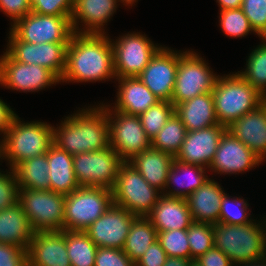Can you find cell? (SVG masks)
Instances as JSON below:
<instances>
[{
  "instance_id": "6da1fadb",
  "label": "cell",
  "mask_w": 266,
  "mask_h": 266,
  "mask_svg": "<svg viewBox=\"0 0 266 266\" xmlns=\"http://www.w3.org/2000/svg\"><path fill=\"white\" fill-rule=\"evenodd\" d=\"M109 34L74 33L66 49L60 82H97L116 79Z\"/></svg>"
},
{
  "instance_id": "7a4b0ae2",
  "label": "cell",
  "mask_w": 266,
  "mask_h": 266,
  "mask_svg": "<svg viewBox=\"0 0 266 266\" xmlns=\"http://www.w3.org/2000/svg\"><path fill=\"white\" fill-rule=\"evenodd\" d=\"M81 109L53 126V144L72 156L110 146L106 110L100 104Z\"/></svg>"
},
{
  "instance_id": "3957f363",
  "label": "cell",
  "mask_w": 266,
  "mask_h": 266,
  "mask_svg": "<svg viewBox=\"0 0 266 266\" xmlns=\"http://www.w3.org/2000/svg\"><path fill=\"white\" fill-rule=\"evenodd\" d=\"M0 140V161L5 159L10 169H14L27 159L47 153L53 144V125L41 121H21L16 115Z\"/></svg>"
},
{
  "instance_id": "277c9868",
  "label": "cell",
  "mask_w": 266,
  "mask_h": 266,
  "mask_svg": "<svg viewBox=\"0 0 266 266\" xmlns=\"http://www.w3.org/2000/svg\"><path fill=\"white\" fill-rule=\"evenodd\" d=\"M263 218L244 225L212 224L214 247L229 257L234 265L265 256L266 221Z\"/></svg>"
},
{
  "instance_id": "5b68a950",
  "label": "cell",
  "mask_w": 266,
  "mask_h": 266,
  "mask_svg": "<svg viewBox=\"0 0 266 266\" xmlns=\"http://www.w3.org/2000/svg\"><path fill=\"white\" fill-rule=\"evenodd\" d=\"M212 95L216 118L219 124L226 127L246 113L256 110L266 99L238 72L219 75Z\"/></svg>"
},
{
  "instance_id": "8992f818",
  "label": "cell",
  "mask_w": 266,
  "mask_h": 266,
  "mask_svg": "<svg viewBox=\"0 0 266 266\" xmlns=\"http://www.w3.org/2000/svg\"><path fill=\"white\" fill-rule=\"evenodd\" d=\"M113 204L137 217H146L162 193L152 187L129 162L120 165L116 183L112 188Z\"/></svg>"
},
{
  "instance_id": "52a82bcc",
  "label": "cell",
  "mask_w": 266,
  "mask_h": 266,
  "mask_svg": "<svg viewBox=\"0 0 266 266\" xmlns=\"http://www.w3.org/2000/svg\"><path fill=\"white\" fill-rule=\"evenodd\" d=\"M112 204V190L80 186L65 195L64 230L85 231Z\"/></svg>"
},
{
  "instance_id": "ba28073f",
  "label": "cell",
  "mask_w": 266,
  "mask_h": 266,
  "mask_svg": "<svg viewBox=\"0 0 266 266\" xmlns=\"http://www.w3.org/2000/svg\"><path fill=\"white\" fill-rule=\"evenodd\" d=\"M192 50L180 51L171 103L175 106L196 96L210 93L219 75Z\"/></svg>"
},
{
  "instance_id": "9c48e42d",
  "label": "cell",
  "mask_w": 266,
  "mask_h": 266,
  "mask_svg": "<svg viewBox=\"0 0 266 266\" xmlns=\"http://www.w3.org/2000/svg\"><path fill=\"white\" fill-rule=\"evenodd\" d=\"M18 203L34 232L64 230V194L19 188Z\"/></svg>"
},
{
  "instance_id": "30bf717a",
  "label": "cell",
  "mask_w": 266,
  "mask_h": 266,
  "mask_svg": "<svg viewBox=\"0 0 266 266\" xmlns=\"http://www.w3.org/2000/svg\"><path fill=\"white\" fill-rule=\"evenodd\" d=\"M100 104L108 116L110 147L117 152L123 162H129L151 147V140L147 137L137 115L114 111L107 103Z\"/></svg>"
},
{
  "instance_id": "8fae6325",
  "label": "cell",
  "mask_w": 266,
  "mask_h": 266,
  "mask_svg": "<svg viewBox=\"0 0 266 266\" xmlns=\"http://www.w3.org/2000/svg\"><path fill=\"white\" fill-rule=\"evenodd\" d=\"M122 163L120 156L110 146L73 155L74 174L78 184L83 187L112 190Z\"/></svg>"
},
{
  "instance_id": "7c38bea8",
  "label": "cell",
  "mask_w": 266,
  "mask_h": 266,
  "mask_svg": "<svg viewBox=\"0 0 266 266\" xmlns=\"http://www.w3.org/2000/svg\"><path fill=\"white\" fill-rule=\"evenodd\" d=\"M116 78L138 77L162 45L140 32H129L112 40Z\"/></svg>"
},
{
  "instance_id": "4fadbf2b",
  "label": "cell",
  "mask_w": 266,
  "mask_h": 266,
  "mask_svg": "<svg viewBox=\"0 0 266 266\" xmlns=\"http://www.w3.org/2000/svg\"><path fill=\"white\" fill-rule=\"evenodd\" d=\"M71 17L31 12L9 29L26 43H69L74 34Z\"/></svg>"
},
{
  "instance_id": "5bb4252c",
  "label": "cell",
  "mask_w": 266,
  "mask_h": 266,
  "mask_svg": "<svg viewBox=\"0 0 266 266\" xmlns=\"http://www.w3.org/2000/svg\"><path fill=\"white\" fill-rule=\"evenodd\" d=\"M60 83L48 68L15 61L6 51L0 56V86L21 92H38Z\"/></svg>"
},
{
  "instance_id": "9a60e30c",
  "label": "cell",
  "mask_w": 266,
  "mask_h": 266,
  "mask_svg": "<svg viewBox=\"0 0 266 266\" xmlns=\"http://www.w3.org/2000/svg\"><path fill=\"white\" fill-rule=\"evenodd\" d=\"M7 44L5 50L15 61L43 66L62 78L68 43H26L10 30Z\"/></svg>"
},
{
  "instance_id": "2e32d148",
  "label": "cell",
  "mask_w": 266,
  "mask_h": 266,
  "mask_svg": "<svg viewBox=\"0 0 266 266\" xmlns=\"http://www.w3.org/2000/svg\"><path fill=\"white\" fill-rule=\"evenodd\" d=\"M178 62L179 51L163 45L138 76L160 101L171 102Z\"/></svg>"
},
{
  "instance_id": "e0dca14e",
  "label": "cell",
  "mask_w": 266,
  "mask_h": 266,
  "mask_svg": "<svg viewBox=\"0 0 266 266\" xmlns=\"http://www.w3.org/2000/svg\"><path fill=\"white\" fill-rule=\"evenodd\" d=\"M136 217L126 209L112 204L85 232L97 247L123 249Z\"/></svg>"
},
{
  "instance_id": "ac0fdd59",
  "label": "cell",
  "mask_w": 266,
  "mask_h": 266,
  "mask_svg": "<svg viewBox=\"0 0 266 266\" xmlns=\"http://www.w3.org/2000/svg\"><path fill=\"white\" fill-rule=\"evenodd\" d=\"M263 162L253 151L236 137L225 131L222 135L208 171L216 174L245 173Z\"/></svg>"
},
{
  "instance_id": "d6986e66",
  "label": "cell",
  "mask_w": 266,
  "mask_h": 266,
  "mask_svg": "<svg viewBox=\"0 0 266 266\" xmlns=\"http://www.w3.org/2000/svg\"><path fill=\"white\" fill-rule=\"evenodd\" d=\"M225 131L226 126L222 124L197 131H187L185 140L175 159L208 169Z\"/></svg>"
},
{
  "instance_id": "ffe728a7",
  "label": "cell",
  "mask_w": 266,
  "mask_h": 266,
  "mask_svg": "<svg viewBox=\"0 0 266 266\" xmlns=\"http://www.w3.org/2000/svg\"><path fill=\"white\" fill-rule=\"evenodd\" d=\"M28 266H71L62 231L34 232L27 250Z\"/></svg>"
},
{
  "instance_id": "44dd1931",
  "label": "cell",
  "mask_w": 266,
  "mask_h": 266,
  "mask_svg": "<svg viewBox=\"0 0 266 266\" xmlns=\"http://www.w3.org/2000/svg\"><path fill=\"white\" fill-rule=\"evenodd\" d=\"M118 3V0H74L71 17L74 33L107 34L103 26L116 12Z\"/></svg>"
},
{
  "instance_id": "7402d4cb",
  "label": "cell",
  "mask_w": 266,
  "mask_h": 266,
  "mask_svg": "<svg viewBox=\"0 0 266 266\" xmlns=\"http://www.w3.org/2000/svg\"><path fill=\"white\" fill-rule=\"evenodd\" d=\"M226 131L266 161V99L256 110L231 122Z\"/></svg>"
},
{
  "instance_id": "603a6c76",
  "label": "cell",
  "mask_w": 266,
  "mask_h": 266,
  "mask_svg": "<svg viewBox=\"0 0 266 266\" xmlns=\"http://www.w3.org/2000/svg\"><path fill=\"white\" fill-rule=\"evenodd\" d=\"M118 91L114 105L110 108L114 111L137 115L144 113L152 105L160 100L146 87L139 77L116 78Z\"/></svg>"
},
{
  "instance_id": "cb8c5ba5",
  "label": "cell",
  "mask_w": 266,
  "mask_h": 266,
  "mask_svg": "<svg viewBox=\"0 0 266 266\" xmlns=\"http://www.w3.org/2000/svg\"><path fill=\"white\" fill-rule=\"evenodd\" d=\"M157 232L188 229L193 222L185 198L161 195L146 216Z\"/></svg>"
},
{
  "instance_id": "d4e9b609",
  "label": "cell",
  "mask_w": 266,
  "mask_h": 266,
  "mask_svg": "<svg viewBox=\"0 0 266 266\" xmlns=\"http://www.w3.org/2000/svg\"><path fill=\"white\" fill-rule=\"evenodd\" d=\"M220 185L214 179L209 178L186 198L193 221L219 223L221 201L226 194Z\"/></svg>"
},
{
  "instance_id": "484cf974",
  "label": "cell",
  "mask_w": 266,
  "mask_h": 266,
  "mask_svg": "<svg viewBox=\"0 0 266 266\" xmlns=\"http://www.w3.org/2000/svg\"><path fill=\"white\" fill-rule=\"evenodd\" d=\"M206 172L208 173L207 168L174 159L168 172L163 195L186 199L209 179L205 175Z\"/></svg>"
},
{
  "instance_id": "4316f807",
  "label": "cell",
  "mask_w": 266,
  "mask_h": 266,
  "mask_svg": "<svg viewBox=\"0 0 266 266\" xmlns=\"http://www.w3.org/2000/svg\"><path fill=\"white\" fill-rule=\"evenodd\" d=\"M187 131H197L219 124L215 115L212 92L196 96L174 106Z\"/></svg>"
},
{
  "instance_id": "83f0119b",
  "label": "cell",
  "mask_w": 266,
  "mask_h": 266,
  "mask_svg": "<svg viewBox=\"0 0 266 266\" xmlns=\"http://www.w3.org/2000/svg\"><path fill=\"white\" fill-rule=\"evenodd\" d=\"M174 159L171 154L150 147L136 155L129 163L152 187L163 194Z\"/></svg>"
},
{
  "instance_id": "f1b7e54d",
  "label": "cell",
  "mask_w": 266,
  "mask_h": 266,
  "mask_svg": "<svg viewBox=\"0 0 266 266\" xmlns=\"http://www.w3.org/2000/svg\"><path fill=\"white\" fill-rule=\"evenodd\" d=\"M49 165V190L64 195L77 190L78 184L73 167V156L52 144L47 151Z\"/></svg>"
},
{
  "instance_id": "f546056e",
  "label": "cell",
  "mask_w": 266,
  "mask_h": 266,
  "mask_svg": "<svg viewBox=\"0 0 266 266\" xmlns=\"http://www.w3.org/2000/svg\"><path fill=\"white\" fill-rule=\"evenodd\" d=\"M34 231L21 205L0 210V243L28 250Z\"/></svg>"
},
{
  "instance_id": "4dcf8cb0",
  "label": "cell",
  "mask_w": 266,
  "mask_h": 266,
  "mask_svg": "<svg viewBox=\"0 0 266 266\" xmlns=\"http://www.w3.org/2000/svg\"><path fill=\"white\" fill-rule=\"evenodd\" d=\"M13 170L19 188L49 190L50 178L47 154L27 159L19 163Z\"/></svg>"
},
{
  "instance_id": "1f68e13d",
  "label": "cell",
  "mask_w": 266,
  "mask_h": 266,
  "mask_svg": "<svg viewBox=\"0 0 266 266\" xmlns=\"http://www.w3.org/2000/svg\"><path fill=\"white\" fill-rule=\"evenodd\" d=\"M157 238L158 232L151 221L144 216L136 217L130 226L123 251L135 263Z\"/></svg>"
},
{
  "instance_id": "d6a6232c",
  "label": "cell",
  "mask_w": 266,
  "mask_h": 266,
  "mask_svg": "<svg viewBox=\"0 0 266 266\" xmlns=\"http://www.w3.org/2000/svg\"><path fill=\"white\" fill-rule=\"evenodd\" d=\"M71 266H94L98 247L85 231L62 230Z\"/></svg>"
},
{
  "instance_id": "836d02e7",
  "label": "cell",
  "mask_w": 266,
  "mask_h": 266,
  "mask_svg": "<svg viewBox=\"0 0 266 266\" xmlns=\"http://www.w3.org/2000/svg\"><path fill=\"white\" fill-rule=\"evenodd\" d=\"M186 133L187 129L174 112L163 128L151 140V147L171 154L175 158L185 140Z\"/></svg>"
},
{
  "instance_id": "e575fe53",
  "label": "cell",
  "mask_w": 266,
  "mask_h": 266,
  "mask_svg": "<svg viewBox=\"0 0 266 266\" xmlns=\"http://www.w3.org/2000/svg\"><path fill=\"white\" fill-rule=\"evenodd\" d=\"M246 69L238 73L266 98V38L248 55Z\"/></svg>"
},
{
  "instance_id": "d590c367",
  "label": "cell",
  "mask_w": 266,
  "mask_h": 266,
  "mask_svg": "<svg viewBox=\"0 0 266 266\" xmlns=\"http://www.w3.org/2000/svg\"><path fill=\"white\" fill-rule=\"evenodd\" d=\"M249 204L242 197H233L225 194L221 201L219 223L229 225H244L252 222Z\"/></svg>"
},
{
  "instance_id": "8d00e7d4",
  "label": "cell",
  "mask_w": 266,
  "mask_h": 266,
  "mask_svg": "<svg viewBox=\"0 0 266 266\" xmlns=\"http://www.w3.org/2000/svg\"><path fill=\"white\" fill-rule=\"evenodd\" d=\"M173 113L174 105L170 101H159L138 116L150 140L163 128Z\"/></svg>"
},
{
  "instance_id": "74e56055",
  "label": "cell",
  "mask_w": 266,
  "mask_h": 266,
  "mask_svg": "<svg viewBox=\"0 0 266 266\" xmlns=\"http://www.w3.org/2000/svg\"><path fill=\"white\" fill-rule=\"evenodd\" d=\"M190 259L195 261L214 247L212 224L193 221L187 229Z\"/></svg>"
},
{
  "instance_id": "f35d334b",
  "label": "cell",
  "mask_w": 266,
  "mask_h": 266,
  "mask_svg": "<svg viewBox=\"0 0 266 266\" xmlns=\"http://www.w3.org/2000/svg\"><path fill=\"white\" fill-rule=\"evenodd\" d=\"M219 25L225 35L233 38L246 37L254 32L248 18L245 16L242 8L220 10Z\"/></svg>"
},
{
  "instance_id": "ab89813d",
  "label": "cell",
  "mask_w": 266,
  "mask_h": 266,
  "mask_svg": "<svg viewBox=\"0 0 266 266\" xmlns=\"http://www.w3.org/2000/svg\"><path fill=\"white\" fill-rule=\"evenodd\" d=\"M157 240L168 257L190 258L187 229L158 232Z\"/></svg>"
},
{
  "instance_id": "60d3db41",
  "label": "cell",
  "mask_w": 266,
  "mask_h": 266,
  "mask_svg": "<svg viewBox=\"0 0 266 266\" xmlns=\"http://www.w3.org/2000/svg\"><path fill=\"white\" fill-rule=\"evenodd\" d=\"M241 8L259 38H266V0H243Z\"/></svg>"
},
{
  "instance_id": "b9f144b4",
  "label": "cell",
  "mask_w": 266,
  "mask_h": 266,
  "mask_svg": "<svg viewBox=\"0 0 266 266\" xmlns=\"http://www.w3.org/2000/svg\"><path fill=\"white\" fill-rule=\"evenodd\" d=\"M6 172V174H5ZM19 187L13 169H0V210L10 208L18 203Z\"/></svg>"
},
{
  "instance_id": "7bdbcfd3",
  "label": "cell",
  "mask_w": 266,
  "mask_h": 266,
  "mask_svg": "<svg viewBox=\"0 0 266 266\" xmlns=\"http://www.w3.org/2000/svg\"><path fill=\"white\" fill-rule=\"evenodd\" d=\"M32 12L41 15L72 16L74 0H30Z\"/></svg>"
},
{
  "instance_id": "ee69618b",
  "label": "cell",
  "mask_w": 266,
  "mask_h": 266,
  "mask_svg": "<svg viewBox=\"0 0 266 266\" xmlns=\"http://www.w3.org/2000/svg\"><path fill=\"white\" fill-rule=\"evenodd\" d=\"M94 266H135L123 249L98 247Z\"/></svg>"
},
{
  "instance_id": "f6af8a7d",
  "label": "cell",
  "mask_w": 266,
  "mask_h": 266,
  "mask_svg": "<svg viewBox=\"0 0 266 266\" xmlns=\"http://www.w3.org/2000/svg\"><path fill=\"white\" fill-rule=\"evenodd\" d=\"M0 266H28L27 250L0 243Z\"/></svg>"
},
{
  "instance_id": "bcb514c9",
  "label": "cell",
  "mask_w": 266,
  "mask_h": 266,
  "mask_svg": "<svg viewBox=\"0 0 266 266\" xmlns=\"http://www.w3.org/2000/svg\"><path fill=\"white\" fill-rule=\"evenodd\" d=\"M0 11L10 17L11 26L32 12L30 0H0Z\"/></svg>"
},
{
  "instance_id": "7dc6e473",
  "label": "cell",
  "mask_w": 266,
  "mask_h": 266,
  "mask_svg": "<svg viewBox=\"0 0 266 266\" xmlns=\"http://www.w3.org/2000/svg\"><path fill=\"white\" fill-rule=\"evenodd\" d=\"M168 256L157 240L136 262L135 266H164Z\"/></svg>"
},
{
  "instance_id": "c3c4849f",
  "label": "cell",
  "mask_w": 266,
  "mask_h": 266,
  "mask_svg": "<svg viewBox=\"0 0 266 266\" xmlns=\"http://www.w3.org/2000/svg\"><path fill=\"white\" fill-rule=\"evenodd\" d=\"M195 262L200 266H234L231 259L216 247L206 251Z\"/></svg>"
},
{
  "instance_id": "681fc988",
  "label": "cell",
  "mask_w": 266,
  "mask_h": 266,
  "mask_svg": "<svg viewBox=\"0 0 266 266\" xmlns=\"http://www.w3.org/2000/svg\"><path fill=\"white\" fill-rule=\"evenodd\" d=\"M16 115L17 114L12 110L10 105H7V103L0 98V135L3 134L1 138L4 137L5 133L10 128L11 122Z\"/></svg>"
},
{
  "instance_id": "f907efd6",
  "label": "cell",
  "mask_w": 266,
  "mask_h": 266,
  "mask_svg": "<svg viewBox=\"0 0 266 266\" xmlns=\"http://www.w3.org/2000/svg\"><path fill=\"white\" fill-rule=\"evenodd\" d=\"M216 2L220 7L219 10H229L241 8L243 0H216Z\"/></svg>"
},
{
  "instance_id": "816d5d0a",
  "label": "cell",
  "mask_w": 266,
  "mask_h": 266,
  "mask_svg": "<svg viewBox=\"0 0 266 266\" xmlns=\"http://www.w3.org/2000/svg\"><path fill=\"white\" fill-rule=\"evenodd\" d=\"M192 262L190 258L168 257L164 266H190Z\"/></svg>"
},
{
  "instance_id": "f5cc1de1",
  "label": "cell",
  "mask_w": 266,
  "mask_h": 266,
  "mask_svg": "<svg viewBox=\"0 0 266 266\" xmlns=\"http://www.w3.org/2000/svg\"><path fill=\"white\" fill-rule=\"evenodd\" d=\"M234 266H266V255L256 259V260H250L248 262L239 263Z\"/></svg>"
},
{
  "instance_id": "db71d44e",
  "label": "cell",
  "mask_w": 266,
  "mask_h": 266,
  "mask_svg": "<svg viewBox=\"0 0 266 266\" xmlns=\"http://www.w3.org/2000/svg\"><path fill=\"white\" fill-rule=\"evenodd\" d=\"M138 0H118V2L123 3L126 6H133Z\"/></svg>"
},
{
  "instance_id": "11a10c76",
  "label": "cell",
  "mask_w": 266,
  "mask_h": 266,
  "mask_svg": "<svg viewBox=\"0 0 266 266\" xmlns=\"http://www.w3.org/2000/svg\"><path fill=\"white\" fill-rule=\"evenodd\" d=\"M190 266H200L198 263H196L195 261H193Z\"/></svg>"
}]
</instances>
